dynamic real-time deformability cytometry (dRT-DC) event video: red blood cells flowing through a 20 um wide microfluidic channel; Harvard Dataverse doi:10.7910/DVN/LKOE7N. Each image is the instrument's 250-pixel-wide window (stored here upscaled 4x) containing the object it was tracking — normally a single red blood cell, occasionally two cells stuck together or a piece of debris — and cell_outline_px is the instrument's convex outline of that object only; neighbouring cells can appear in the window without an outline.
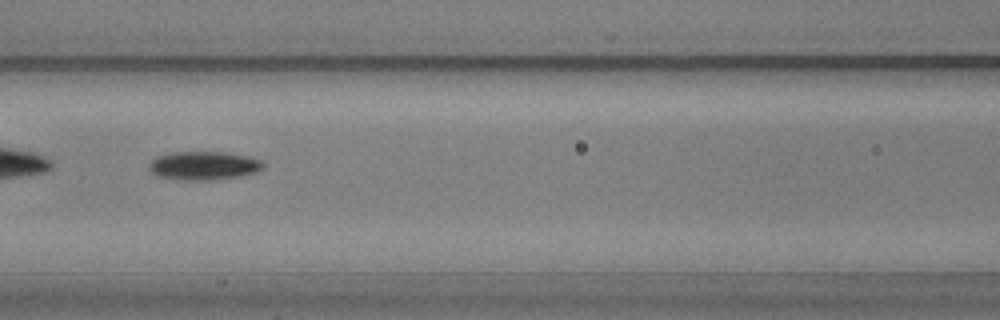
{"species": "common noctule bat (a hibernating species)", "species_latin": "Nyctalus noctula", "temperature_condition": "warm", "stored_images_in_passage": 40, "camera_frame_rate_fps": 3000, "um_per_image_px": 0.085, "animal": {"sex": "male", "body_mass_g": 20.5, "forearm_length_mm": 52.5}, "frame": {"image": 1, "passage_image": 8, "time_ms": 2.333, "image_size_px": [1000, 320], "cell_outline_px": [[264, 168], [256, 172], [240, 176], [212, 180], [180, 180], [156, 176], [148, 168], [148, 164], [156, 156], [172, 152], [220, 152], [244, 156], [260, 160], [264, 164]], "centroid_in_image_um": [17.26, 14.09], "position_along_channel_um": 149.3, "area_um2": 18.96}}
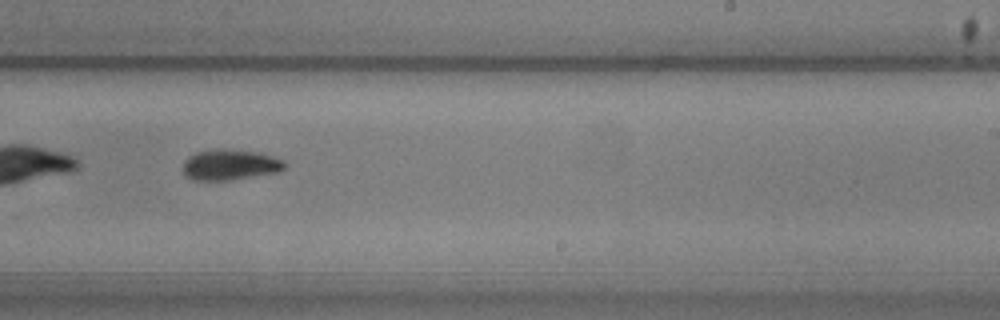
{"frame": {"image": 2, "passage_image": 18, "time_ms": 5.667, "image_size_px": [1000, 320], "cell_outline_px": [[284, 168], [280, 172], [232, 180], [192, 180], [184, 172], [184, 160], [188, 156], [196, 152], [216, 148], [260, 152], [284, 160]], "centroid_in_image_um": [19.57, 14.0], "position_along_channel_um": 269.4, "area_um2": 18.26}}
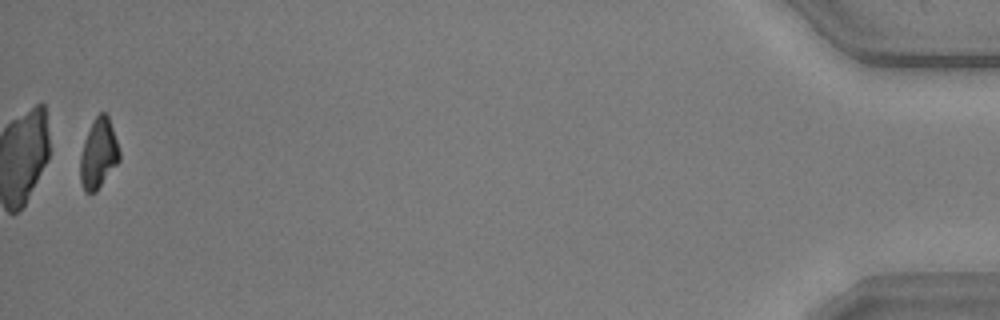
{"frame": {"image": 3, "passage_image": 39, "time_ms": 12.667, "image_size_px": [1000, 320], "cell_outline_px": [[120, 160], [96, 192], [84, 192], [80, 180], [80, 156], [84, 140], [96, 116], [100, 112], [104, 112], [108, 116], [120, 152]], "centroid_in_image_um": [8.36, 13.1], "position_along_channel_um": 426.8, "area_um2": 15.72}, "authors_computed_cell_mechanics": {"area_um2": 18.0336, "velocity_mm_per_s": 3.6154, "shape_relaxation_time_tau1_ms": 2.0179, "shape_relaxation_time_tau2_ms": null, "deformation_change_tau1": 0.1319, "deformation_change_tau2": null}}